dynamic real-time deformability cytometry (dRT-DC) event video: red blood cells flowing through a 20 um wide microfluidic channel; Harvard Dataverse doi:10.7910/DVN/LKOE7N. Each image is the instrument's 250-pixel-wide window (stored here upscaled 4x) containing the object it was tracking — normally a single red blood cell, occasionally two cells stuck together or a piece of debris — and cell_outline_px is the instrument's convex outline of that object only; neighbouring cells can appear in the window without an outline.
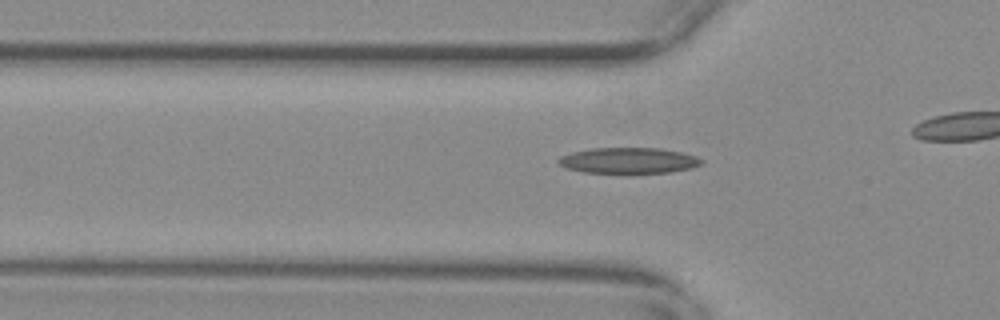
{"species": "common noctule bat (a hibernating species)", "species_latin": "Nyctalus noctula", "temperature_condition": "warm", "stored_images_in_passage": 43, "camera_frame_rate_fps": 3000, "um_per_image_px": 0.085, "animal": {"sex": "female", "body_mass_g": 29.2, "forearm_length_mm": 56.3}, "frame": {"image": 1, "passage_image": 17, "time_ms": 5.333, "image_size_px": [1000, 320], "cell_outline_px": [[704, 160], [700, 164], [692, 168], [668, 172], [584, 172], [564, 168], [556, 160], [560, 156], [572, 152], [592, 148], [660, 148], [680, 152], [696, 156]], "centroid_in_image_um": [53.4, 13.63], "position_along_channel_um": 72.4, "area_um2": 21.27}}
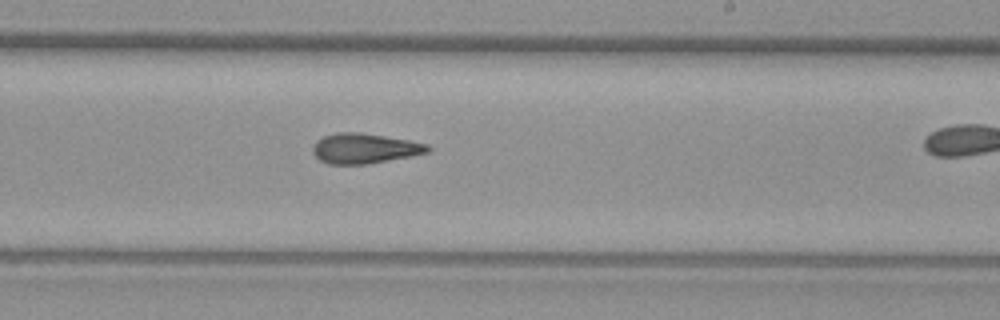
{"frame": {"image": 2, "passage_image": 32, "time_ms": 10.333, "image_size_px": [1000, 320], "cell_outline_px": [[432, 148], [428, 152], [368, 164], [328, 164], [320, 160], [312, 152], [312, 148], [316, 140], [324, 136], [336, 132], [360, 132], [408, 140], [428, 144]], "centroid_in_image_um": [30.95, 12.61], "position_along_channel_um": 258.0, "area_um2": 20.06}}
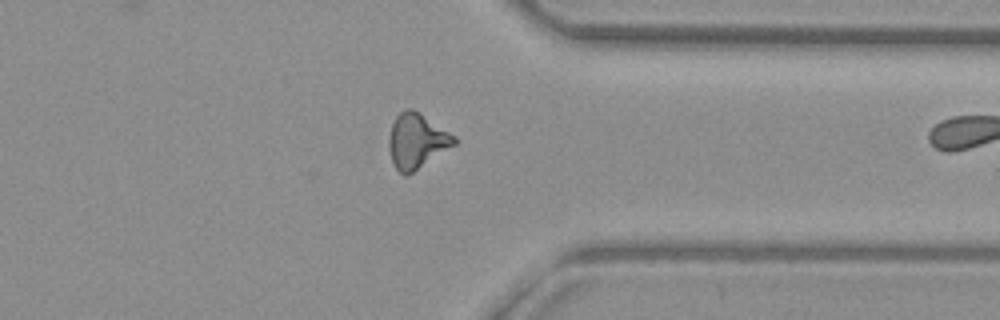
{"frame": {"image": 3, "passage_image": 42, "time_ms": 13.667, "image_size_px": [1000, 320], "cell_outline_px": [[456, 144], [408, 176], [404, 176], [392, 164], [388, 148], [388, 136], [392, 124], [396, 116], [404, 108], [412, 108], [456, 136]], "centroid_in_image_um": [35.39, 12.0], "position_along_channel_um": 376.0, "area_um2": 21.1}}